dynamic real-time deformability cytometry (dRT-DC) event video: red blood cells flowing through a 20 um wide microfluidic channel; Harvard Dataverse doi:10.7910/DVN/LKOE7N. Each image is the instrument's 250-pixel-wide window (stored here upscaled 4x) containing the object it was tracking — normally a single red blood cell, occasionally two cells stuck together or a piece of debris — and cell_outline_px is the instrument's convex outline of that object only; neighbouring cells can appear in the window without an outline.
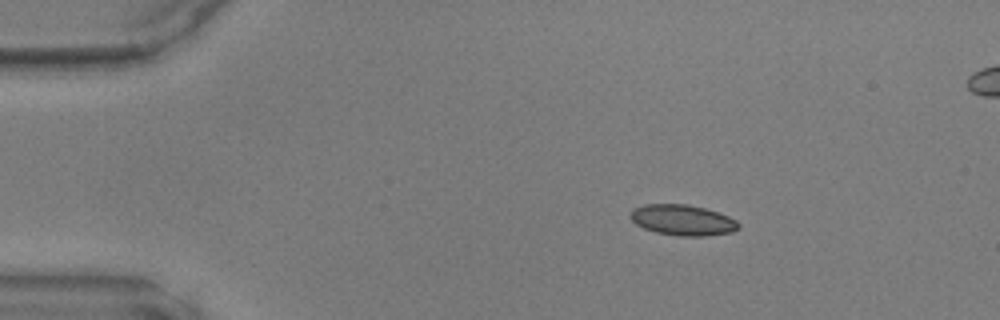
{"species": "common noctule bat (a hibernating species)", "species_latin": "Nyctalus noctula", "temperature_condition": "warm", "stored_images_in_passage": 42, "segment_of_instrument_passage": [1, 2], "camera_frame_rate_fps": 3000, "um_per_image_px": 0.085, "animal": {"sex": "male", "body_mass_g": 17.9, "forearm_length_mm": 54.2}, "frame": {"image": 1, "passage_image": 1, "time_ms": 0.0, "image_size_px": [1000, 320], "cell_outline_px": [[740, 228], [732, 232], [708, 236], [680, 236], [656, 232], [644, 228], [636, 224], [632, 220], [632, 208], [644, 204], [688, 204], [704, 208], [728, 216], [736, 220], [740, 224]], "centroid_in_image_um": [58.05, 18.71], "position_along_channel_um": 27.0, "area_um2": 19.31}}
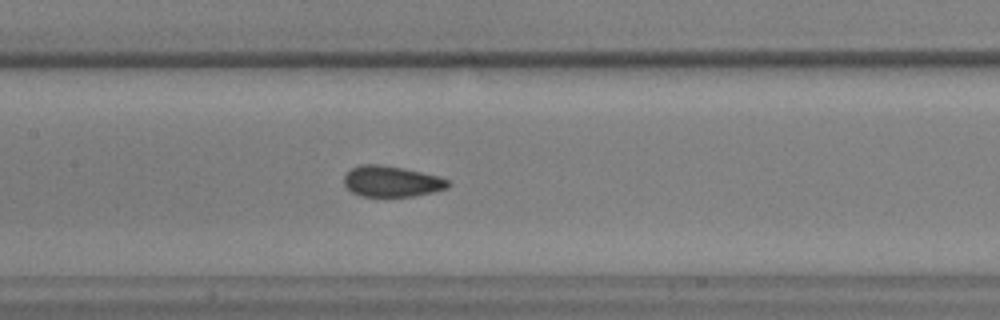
{"frame": {"image": 2, "passage_image": 16, "time_ms": 5.0, "image_size_px": [1000, 320], "cell_outline_px": [[452, 184], [448, 188], [432, 192], [412, 196], [360, 196], [352, 192], [344, 184], [344, 176], [352, 168], [360, 164], [376, 164], [404, 168], [436, 176], [448, 180]], "centroid_in_image_um": [33.28, 15.42], "position_along_channel_um": 174.1, "area_um2": 18.55}}
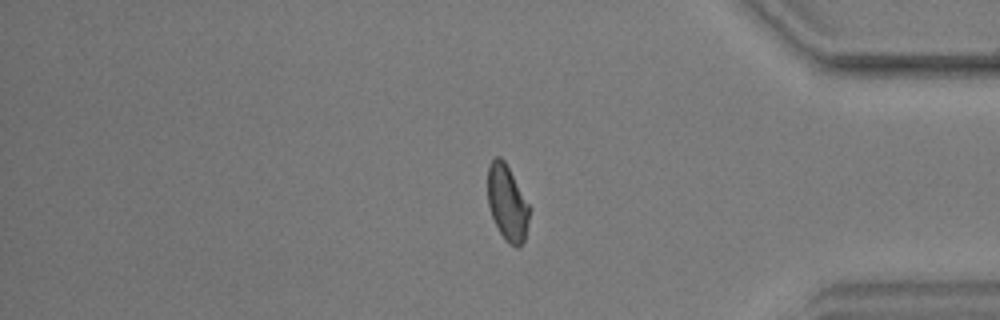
{"frame": {"image": 3, "passage_image": 33, "time_ms": 10.667, "image_size_px": [1000, 320], "cell_outline_px": [[532, 208], [524, 240], [516, 248], [508, 244], [504, 240], [492, 216], [488, 204], [488, 168], [492, 160], [496, 156], [500, 156], [504, 160]], "centroid_in_image_um": [43.14, 17.26], "position_along_channel_um": 392.1, "area_um2": 18.5}}